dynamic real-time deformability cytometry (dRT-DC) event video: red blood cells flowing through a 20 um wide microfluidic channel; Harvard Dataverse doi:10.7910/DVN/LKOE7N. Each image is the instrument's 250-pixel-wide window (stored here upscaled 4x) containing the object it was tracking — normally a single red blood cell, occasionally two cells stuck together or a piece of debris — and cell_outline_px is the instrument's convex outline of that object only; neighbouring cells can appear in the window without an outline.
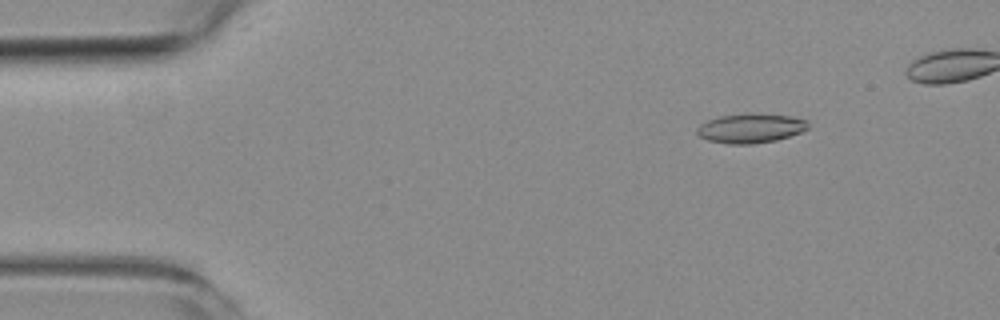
{"species": "common noctule bat (a hibernating species)", "species_latin": "Nyctalus noctula", "temperature_condition": "room temperature", "stored_images_in_passage": 6, "camera_frame_rate_fps": 3000, "um_per_image_px": 0.085, "animal": {"sex": "female", "body_mass_g": 19.3, "forearm_length_mm": 54.1}, "frame": {"image": 1, "passage_image": 2, "time_ms": 1.333, "image_size_px": [1000, 320], "cell_outline_px": [[808, 128], [800, 132], [776, 140], [752, 144], [728, 144], [708, 140], [700, 136], [696, 132], [696, 128], [700, 124], [708, 120], [720, 116], [748, 112], [752, 112], [788, 116], [808, 120]], "centroid_in_image_um": [63.78, 10.88], "position_along_channel_um": 21.2, "area_um2": 19.13}}